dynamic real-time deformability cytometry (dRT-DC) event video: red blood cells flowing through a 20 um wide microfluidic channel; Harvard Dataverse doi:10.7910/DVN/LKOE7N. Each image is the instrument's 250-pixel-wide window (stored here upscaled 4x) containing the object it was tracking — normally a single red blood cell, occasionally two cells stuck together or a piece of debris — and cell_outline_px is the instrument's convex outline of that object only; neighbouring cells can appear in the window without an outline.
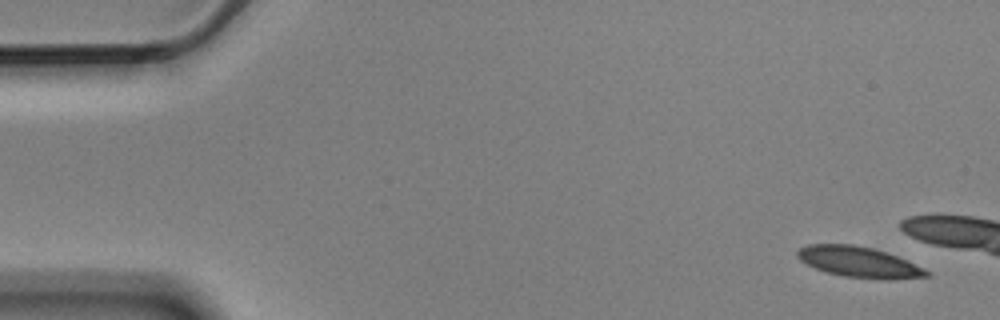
{"species": "Egyptian fruit bat (a non-hibernating species)", "species_latin": "Rousettus aegyptiacus", "temperature_condition": "cold", "stored_images_in_passage": 5, "camera_frame_rate_fps": 3000, "um_per_image_px": 0.085, "animal": {"sex": "male"}, "frame": {"image": 1, "passage_image": 1, "time_ms": 0.0, "image_size_px": [1000, 320], "cell_outline_px": [[932, 276], [892, 280], [880, 280], [844, 276], [828, 272], [816, 268], [800, 260], [796, 256], [796, 252], [800, 248], [808, 244], [852, 244], [872, 248], [888, 252], [924, 268], [932, 272]], "centroid_in_image_um": [73.07, 22.28], "position_along_channel_um": 11.9, "area_um2": 23.29}}